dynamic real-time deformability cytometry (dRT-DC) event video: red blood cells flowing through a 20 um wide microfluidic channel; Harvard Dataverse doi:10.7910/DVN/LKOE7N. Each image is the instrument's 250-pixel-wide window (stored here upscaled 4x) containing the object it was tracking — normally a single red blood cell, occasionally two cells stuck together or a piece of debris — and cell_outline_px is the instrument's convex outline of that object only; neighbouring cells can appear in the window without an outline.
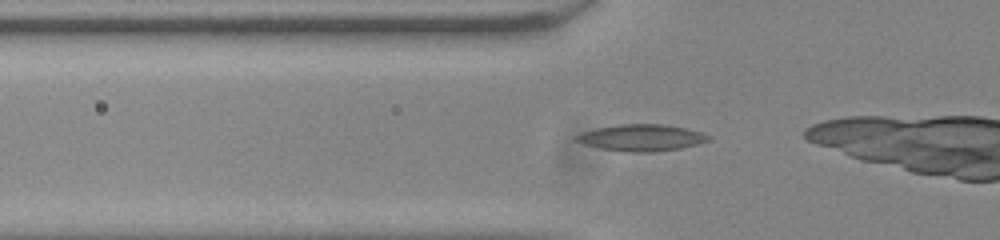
{"species": "common noctule bat (a hibernating species)", "species_latin": "Nyctalus noctula", "temperature_condition": "room temperature", "stored_images_in_passage": 8, "camera_frame_rate_fps": 3000, "um_per_image_px": 0.085, "animal": {"sex": "male", "body_mass_g": 20.0, "forearm_length_mm": 53.3}, "frame": {"image": 1, "passage_image": 3, "time_ms": 0.667, "image_size_px": [1000, 240], "cell_outline_px": [[712, 140], [680, 148], [652, 152], [632, 152], [600, 148], [584, 144], [576, 140], [576, 136], [584, 132], [596, 128], [620, 124], [664, 124], [684, 128], [700, 132], [712, 136]], "centroid_in_image_um": [54.57, 11.7], "position_along_channel_um": 71.2, "area_um2": 20.23}}
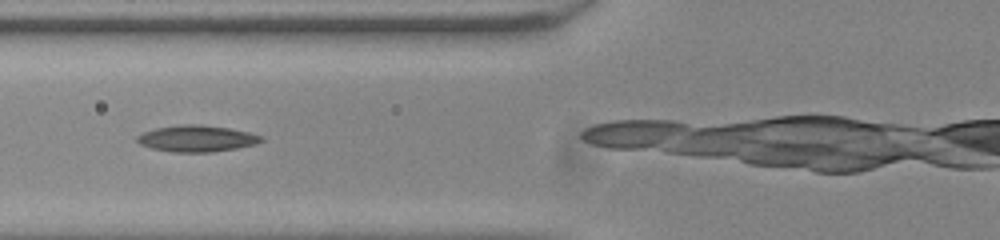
{"frame": {"image": 2, "passage_image": 6, "time_ms": 1.667, "image_size_px": [1000, 240], "cell_outline_px": [[264, 140], [256, 144], [236, 148], [212, 152], [172, 152], [152, 148], [140, 144], [136, 140], [136, 136], [144, 132], [156, 128], [180, 124], [200, 124], [228, 128], [248, 132], [264, 136]], "centroid_in_image_um": [16.73, 11.77], "position_along_channel_um": 109.1, "area_um2": 19.13}}